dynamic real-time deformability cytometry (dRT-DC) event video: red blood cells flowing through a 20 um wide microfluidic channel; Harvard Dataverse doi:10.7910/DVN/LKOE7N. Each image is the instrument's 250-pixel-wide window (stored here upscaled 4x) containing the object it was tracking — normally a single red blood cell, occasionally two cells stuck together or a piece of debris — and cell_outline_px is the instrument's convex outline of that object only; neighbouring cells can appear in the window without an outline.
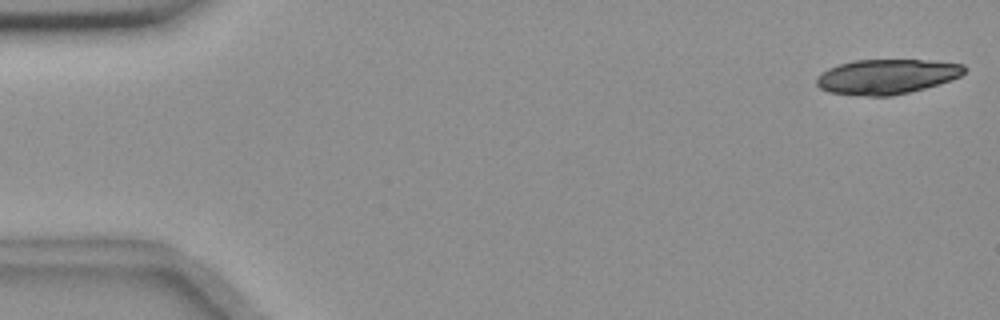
{"species": "common noctule bat (a hibernating species)", "species_latin": "Nyctalus noctula", "temperature_condition": "room temperature", "stored_images_in_passage": 54, "camera_frame_rate_fps": 3000, "um_per_image_px": 0.085, "animal": {"sex": "female", "body_mass_g": 18.4}, "frame": {"image": 1, "passage_image": 1, "time_ms": 0.0, "image_size_px": [1000, 320], "cell_outline_px": [[964, 72], [960, 76], [924, 88], [892, 96], [868, 96], [828, 92], [820, 88], [816, 84], [816, 76], [820, 72], [828, 68], [840, 64], [856, 60], [928, 60], [964, 64]], "centroid_in_image_um": [75.31, 6.51], "position_along_channel_um": 9.7, "area_um2": 29.82}}
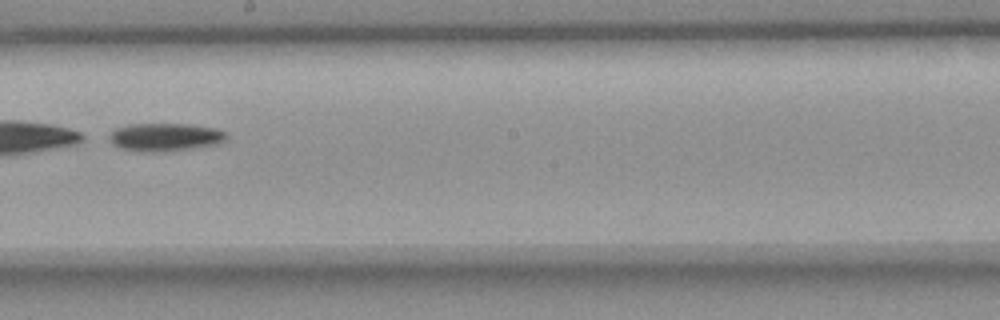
{"frame": {"image": 2, "passage_image": 31, "time_ms": 10.0, "image_size_px": [1000, 320], "cell_outline_px": [[228, 140], [216, 144], [192, 148], [164, 152], [144, 152], [120, 148], [112, 144], [108, 140], [108, 136], [116, 128], [128, 124], [188, 124], [216, 128], [228, 132]], "centroid_in_image_um": [14.05, 11.65], "position_along_channel_um": 234.2, "area_um2": 19.42}}